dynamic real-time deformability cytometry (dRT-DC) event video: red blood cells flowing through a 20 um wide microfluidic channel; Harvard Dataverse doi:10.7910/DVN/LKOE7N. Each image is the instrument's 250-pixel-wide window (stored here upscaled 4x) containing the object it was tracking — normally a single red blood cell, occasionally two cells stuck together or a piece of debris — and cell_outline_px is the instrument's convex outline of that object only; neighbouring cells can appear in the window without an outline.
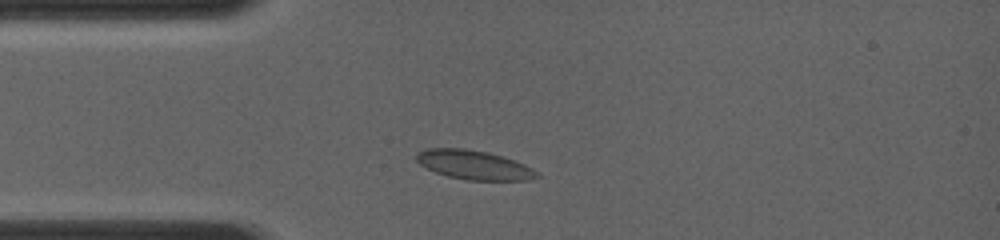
{"species": "common noctule bat (a hibernating species)", "species_latin": "Nyctalus noctula", "temperature_condition": "room temperature", "stored_images_in_passage": 8, "camera_frame_rate_fps": 4000, "um_per_image_px": 0.085, "animal": {"sex": "female", "body_mass_g": 19.0, "forearm_length_mm": 56.7}, "frame": {"image": 1, "passage_image": 4, "time_ms": 1.25, "image_size_px": [1000, 240], "cell_outline_px": [[540, 176], [532, 180], [468, 180], [448, 176], [436, 172], [420, 164], [416, 160], [416, 152], [424, 148], [464, 148], [488, 152], [504, 156], [524, 164], [540, 172]], "centroid_in_image_um": [40.31, 14.01], "position_along_channel_um": 44.7, "area_um2": 20.63}}
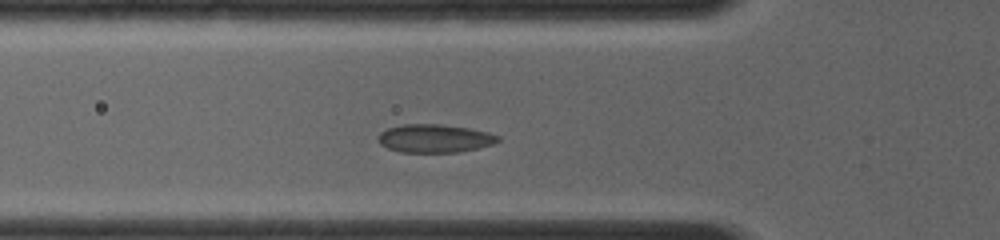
{"frame": {"image": 2, "passage_image": 7, "time_ms": 2.5, "image_size_px": [1000, 240], "cell_outline_px": [[500, 140], [492, 144], [460, 152], [400, 152], [388, 148], [380, 144], [376, 140], [376, 136], [380, 132], [388, 128], [404, 124], [440, 124], [468, 128], [488, 132], [500, 136]], "centroid_in_image_um": [36.9, 11.76], "position_along_channel_um": 88.9, "area_um2": 19.77}}